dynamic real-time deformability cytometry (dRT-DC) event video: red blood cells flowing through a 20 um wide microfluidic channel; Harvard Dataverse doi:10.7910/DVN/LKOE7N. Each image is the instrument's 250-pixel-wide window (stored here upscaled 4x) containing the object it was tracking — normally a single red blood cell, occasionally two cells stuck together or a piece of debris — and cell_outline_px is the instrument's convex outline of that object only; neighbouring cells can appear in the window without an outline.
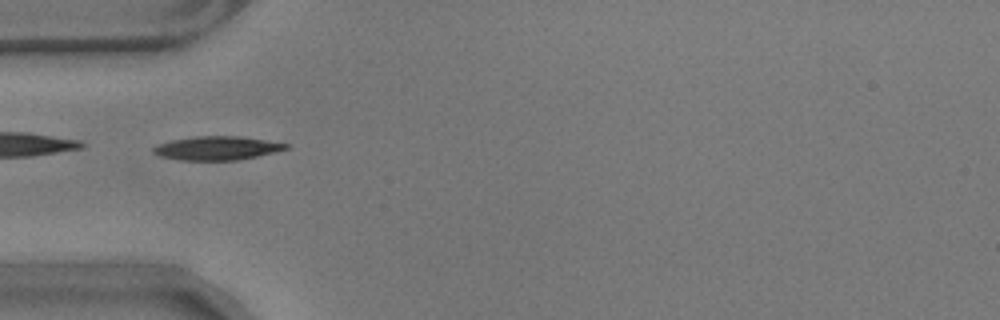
{"species": "common noctule bat (a hibernating species)", "species_latin": "Nyctalus noctula", "temperature_condition": "warm", "stored_images_in_passage": 46, "camera_frame_rate_fps": 3000, "um_per_image_px": 0.085, "animal": {"sex": "male", "body_mass_g": 17.9}, "frame": {"image": 1, "passage_image": 7, "time_ms": 2.0, "image_size_px": [1000, 320], "cell_outline_px": [[288, 148], [276, 152], [236, 160], [180, 160], [160, 156], [152, 152], [152, 148], [160, 144], [172, 140], [196, 136], [240, 136], [288, 144]], "centroid_in_image_um": [18.43, 12.59], "position_along_channel_um": 66.6, "area_um2": 18.09}}
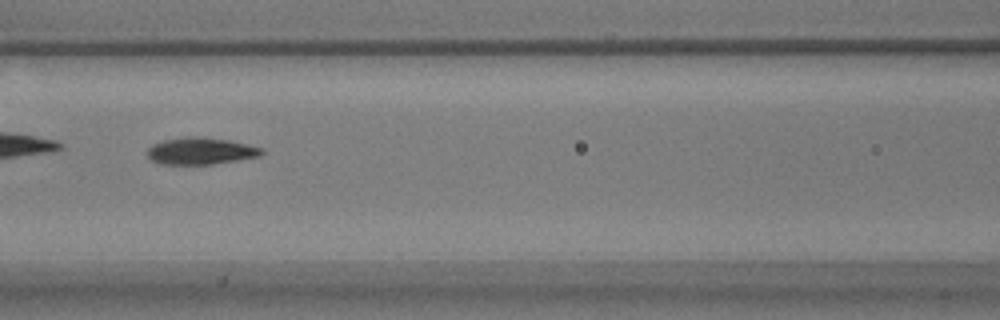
{"frame": {"image": 2, "passage_image": 14, "time_ms": 4.333, "image_size_px": [1000, 320], "cell_outline_px": [[264, 152], [260, 156], [212, 164], [160, 164], [152, 160], [148, 156], [148, 148], [152, 144], [164, 140], [188, 136], [200, 136], [228, 140], [260, 148]], "centroid_in_image_um": [17.02, 12.83], "position_along_channel_um": 149.6, "area_um2": 17.69}}
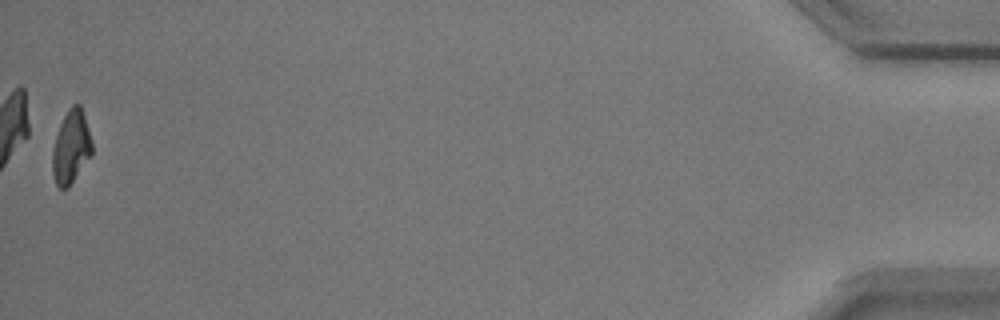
{"frame": {"image": 3, "passage_image": 46, "time_ms": 15.0, "image_size_px": [1000, 320], "cell_outline_px": [[92, 156], [68, 188], [60, 188], [56, 184], [52, 172], [52, 152], [56, 136], [60, 124], [68, 108], [72, 104], [80, 104], [92, 140]], "centroid_in_image_um": [6.05, 12.51], "position_along_channel_um": 429.2, "area_um2": 16.94}, "authors_computed_cell_mechanics": {"area_um2": 17.8024, "velocity_mm_per_s": 3.5268, "shape_relaxation_time_tau1_ms": 3.7674, "shape_relaxation_time_tau2_ms": 3.6322, "deformation_change_tau1": 0.1598, "deformation_change_tau2": 0.0827}}